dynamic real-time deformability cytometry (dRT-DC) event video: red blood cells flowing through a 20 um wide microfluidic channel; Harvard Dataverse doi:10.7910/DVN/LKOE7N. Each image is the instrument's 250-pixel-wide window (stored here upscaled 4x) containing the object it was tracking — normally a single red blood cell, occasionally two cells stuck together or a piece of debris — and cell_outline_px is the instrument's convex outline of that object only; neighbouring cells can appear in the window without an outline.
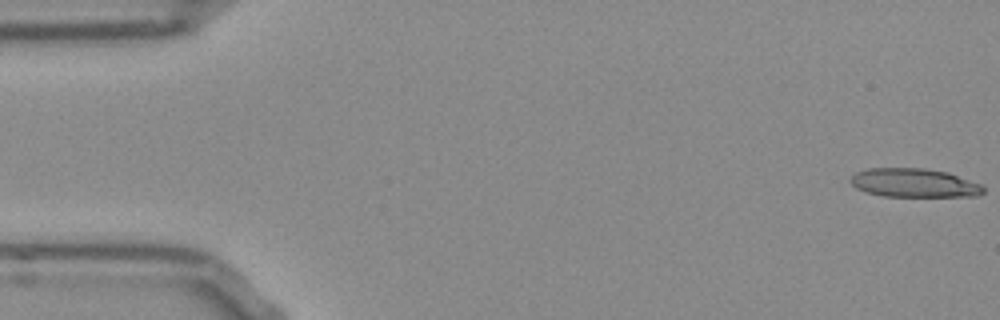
{"species": "Egyptian fruit bat (a non-hibernating species)", "species_latin": "Rousettus aegyptiacus", "temperature_condition": "room temperature", "stored_images_in_passage": 53, "camera_frame_rate_fps": 3000, "um_per_image_px": 0.085, "frame": {"image": 1, "passage_image": 1, "time_ms": 0.0, "image_size_px": [1000, 320], "cell_outline_px": [[984, 192], [976, 196], [884, 196], [864, 192], [856, 188], [848, 180], [856, 172], [868, 168], [924, 168], [948, 172], [980, 184], [984, 188]], "centroid_in_image_um": [77.66, 15.54], "position_along_channel_um": 7.3, "area_um2": 22.25}}
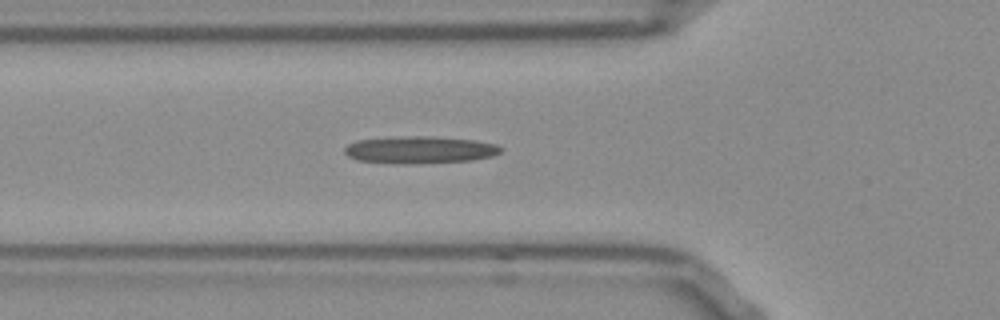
{"frame": {"image": 2, "passage_image": 18, "time_ms": 5.667, "image_size_px": [1000, 320], "cell_outline_px": [[504, 148], [500, 152], [492, 156], [472, 160], [356, 160], [348, 156], [344, 152], [344, 148], [348, 144], [356, 140], [404, 136], [428, 136], [476, 140], [496, 144]], "centroid_in_image_um": [35.73, 12.66], "position_along_channel_um": 90.1, "area_um2": 23.06}}
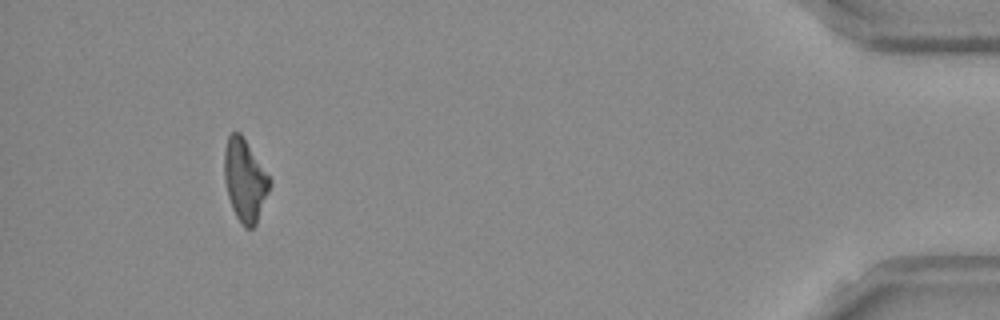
{"frame": {"image": 3, "passage_image": 49, "time_ms": 16.0, "image_size_px": [1000, 320], "cell_outline_px": [[272, 180], [268, 192], [256, 224], [252, 228], [244, 228], [236, 216], [232, 208], [228, 196], [224, 180], [224, 152], [228, 136], [232, 132], [240, 132]], "centroid_in_image_um": [20.8, 15.32], "position_along_channel_um": 414.4, "area_um2": 21.62}}